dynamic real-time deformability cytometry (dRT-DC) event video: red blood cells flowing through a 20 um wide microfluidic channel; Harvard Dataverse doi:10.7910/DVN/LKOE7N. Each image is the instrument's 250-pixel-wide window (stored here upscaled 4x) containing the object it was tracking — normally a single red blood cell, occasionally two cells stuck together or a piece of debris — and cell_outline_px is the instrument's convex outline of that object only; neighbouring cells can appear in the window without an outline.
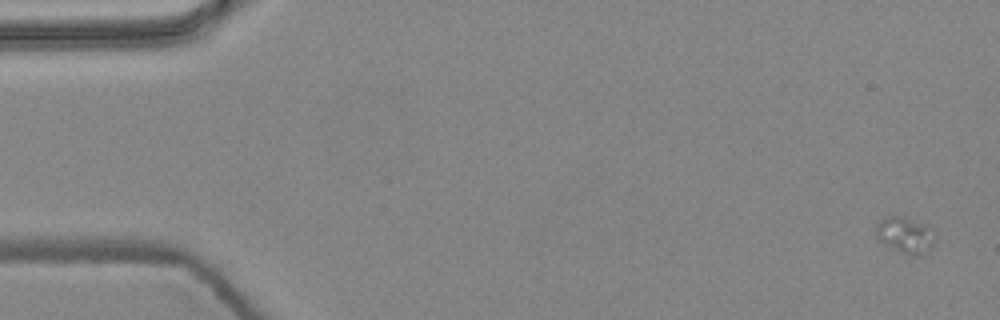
{"species": "common noctule bat (a hibernating species)", "species_latin": "Nyctalus noctula", "temperature_condition": "warm", "stored_images_in_passage": 6, "camera_frame_rate_fps": 3000, "um_per_image_px": 0.085, "animal": {"sex": "female", "body_mass_g": 24.6, "forearm_length_mm": 56.2}, "frame": {"image": 1, "passage_image": 1, "time_ms": 0.0, "image_size_px": [1000, 320], "cell_outline_px": [[932, 244], [924, 256], [904, 252], [884, 244], [876, 236], [876, 224], [884, 216], [904, 216], [920, 224], [924, 228], [932, 240]], "centroid_in_image_um": [76.81, 19.97], "position_along_channel_um": 8.2, "area_um2": 11.44}}